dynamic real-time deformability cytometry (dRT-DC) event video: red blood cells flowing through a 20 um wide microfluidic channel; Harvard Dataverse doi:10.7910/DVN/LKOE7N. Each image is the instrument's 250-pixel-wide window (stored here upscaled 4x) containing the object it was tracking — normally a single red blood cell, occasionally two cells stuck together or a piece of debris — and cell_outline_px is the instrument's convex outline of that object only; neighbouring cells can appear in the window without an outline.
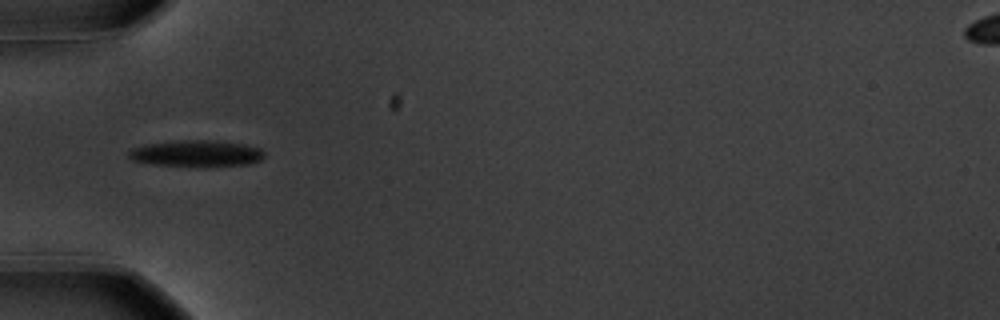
{"species": "common noctule bat (a hibernating species)", "species_latin": "Nyctalus noctula", "temperature_condition": "warm", "stored_images_in_passage": 28, "camera_frame_rate_fps": 3000, "um_per_image_px": 0.085, "animal": {"sex": "male", "body_mass_g": 20.1, "forearm_length_mm": 53.5}, "frame": {"image": 1, "passage_image": 1, "time_ms": 0.0, "image_size_px": [1000, 320], "cell_outline_px": [[264, 156], [260, 160], [248, 164], [204, 168], [152, 164], [132, 160], [128, 156], [128, 152], [132, 148], [148, 144], [184, 140], [216, 140], [244, 144], [260, 148], [264, 152]], "centroid_in_image_um": [16.73, 13.07], "position_along_channel_um": 68.3, "area_um2": 21.27}}
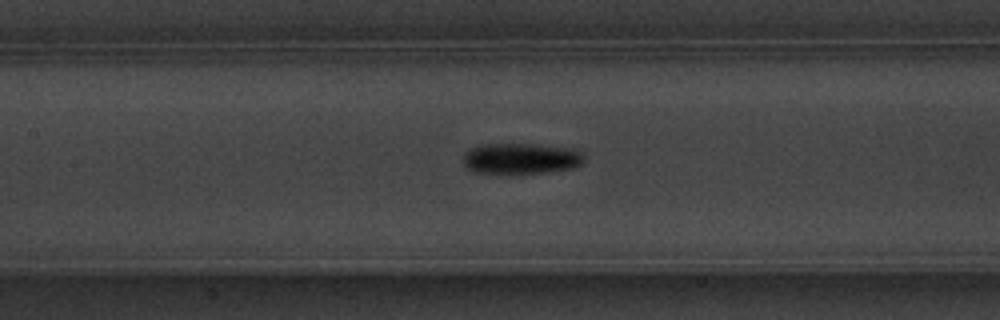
{"frame": {"image": 2, "passage_image": 9, "time_ms": 2.667, "image_size_px": [1000, 320], "cell_outline_px": [[584, 160], [580, 164], [572, 168], [548, 172], [476, 172], [468, 168], [464, 164], [464, 152], [472, 148], [484, 144], [532, 144], [572, 148], [584, 152]], "centroid_in_image_um": [44.33, 13.45], "position_along_channel_um": 163.1, "area_um2": 21.39}}
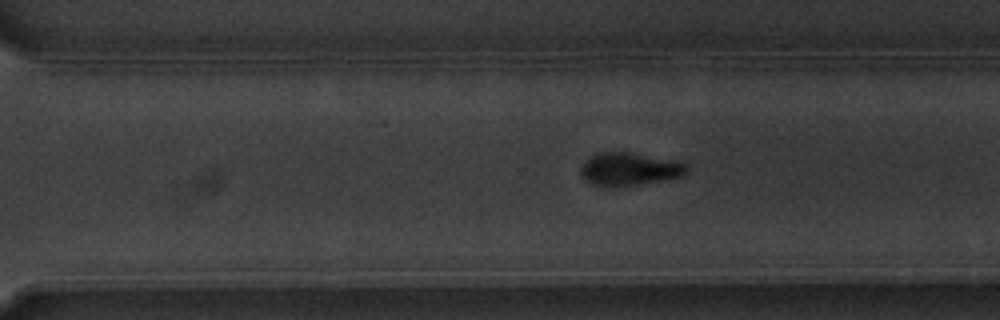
{"frame": {"image": 3, "passage_image": 22, "time_ms": 7.0, "image_size_px": [1000, 320], "cell_outline_px": [[688, 172], [680, 176], [640, 184], [612, 188], [592, 184], [584, 180], [580, 172], [580, 168], [592, 156], [600, 152], [628, 152], [672, 160], [688, 164]], "centroid_in_image_um": [53.47, 14.39], "position_along_channel_um": 317.1, "area_um2": 20.17}, "authors_computed_cell_mechanics": {"area_um2": 21.2993, "velocity_mm_per_s": 3.5638, "shape_relaxation_time_tau1_ms": 2.9864, "shape_relaxation_time_tau2_ms": null, "deformation_change_tau1": 0.1658, "deformation_change_tau2": null}}